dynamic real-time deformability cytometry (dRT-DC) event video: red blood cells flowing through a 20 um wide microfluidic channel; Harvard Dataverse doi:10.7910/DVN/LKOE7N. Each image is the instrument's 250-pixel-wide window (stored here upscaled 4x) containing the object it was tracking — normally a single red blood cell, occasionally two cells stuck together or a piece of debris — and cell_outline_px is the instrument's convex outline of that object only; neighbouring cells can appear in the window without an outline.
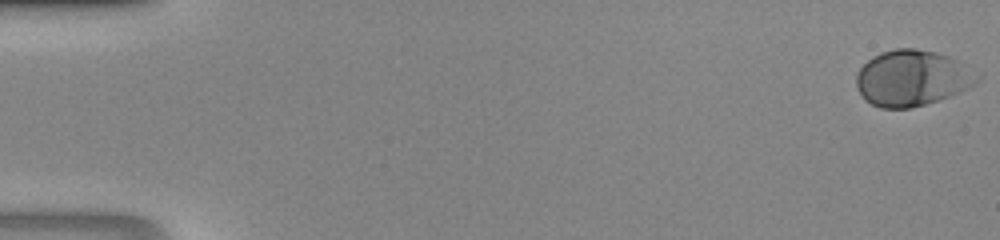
{"species": "human", "species_latin": "Homo sapiens", "temperature_condition": "room temperature", "stored_images_in_passage": 47, "camera_frame_rate_fps": 3000, "um_per_image_px": 0.085, "donor": {"sex": "male"}, "frame": {"image": 1, "passage_image": 1, "time_ms": 0.0, "image_size_px": [1000, 240], "cell_outline_px": [[980, 80], [968, 88], [960, 92], [912, 108], [880, 108], [864, 100], [856, 88], [856, 72], [872, 56], [880, 52], [896, 48], [916, 48], [936, 52], [948, 56], [956, 60], [980, 76]], "centroid_in_image_um": [77.47, 6.63], "position_along_channel_um": 7.5, "area_um2": 39.3}}
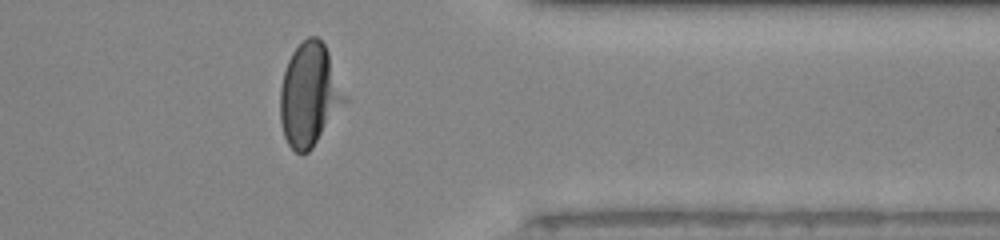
{"frame": {"image": 2, "passage_image": 39, "time_ms": 12.667, "image_size_px": [1000, 240], "cell_outline_px": [[348, 100], [312, 148], [308, 152], [296, 152], [288, 144], [284, 136], [280, 120], [280, 88], [284, 72], [288, 60], [292, 52], [308, 36], [316, 36], [324, 44], [328, 52]], "centroid_in_image_um": [26.3, 8.07], "position_along_channel_um": 385.1, "area_um2": 38.38}}
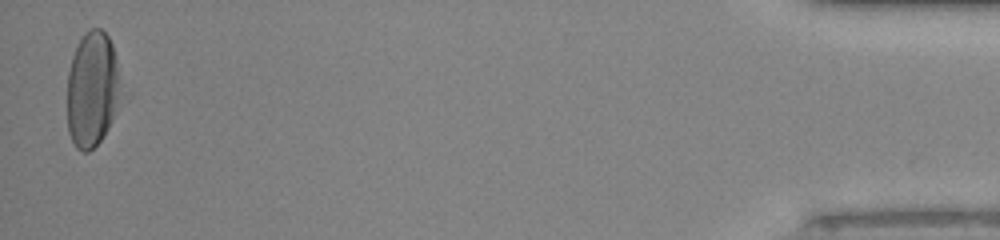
{"frame": {"image": 3, "passage_image": 47, "time_ms": 15.333, "image_size_px": [1000, 240], "cell_outline_px": [[120, 96], [112, 120], [108, 128], [100, 140], [88, 152], [80, 152], [76, 148], [68, 132], [68, 72], [72, 56], [84, 32], [88, 28], [100, 28], [108, 36], [112, 44], [116, 60]], "centroid_in_image_um": [7.82, 7.59], "position_along_channel_um": 427.4, "area_um2": 35.72}}